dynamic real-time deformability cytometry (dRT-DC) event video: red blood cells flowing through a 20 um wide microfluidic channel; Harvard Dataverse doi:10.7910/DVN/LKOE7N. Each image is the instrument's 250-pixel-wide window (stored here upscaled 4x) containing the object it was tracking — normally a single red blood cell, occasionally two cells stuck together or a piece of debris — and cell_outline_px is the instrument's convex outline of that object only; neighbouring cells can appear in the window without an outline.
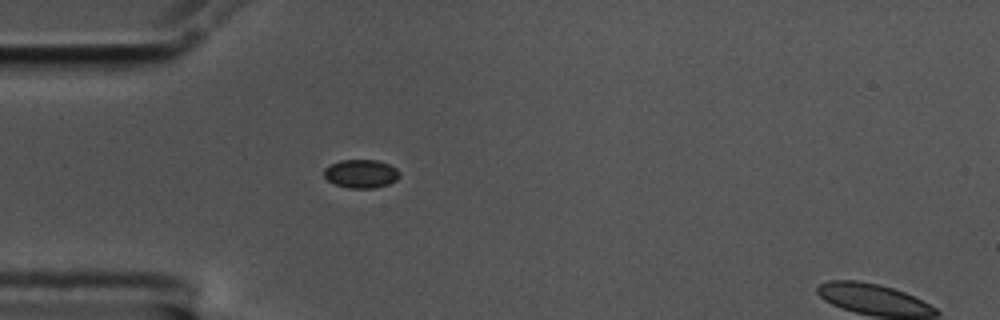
{"species": "common noctule bat (a hibernating species)", "species_latin": "Nyctalus noctula", "temperature_condition": "cold", "stored_images_in_passage": 42, "camera_frame_rate_fps": 3000, "um_per_image_px": 0.085, "animal": {"sex": "male", "body_mass_g": 17.5, "forearm_length_mm": 52.3}, "frame": {"image": 1, "passage_image": 1, "time_ms": 0.0, "image_size_px": [1000, 320], "cell_outline_px": [[400, 176], [396, 180], [388, 184], [376, 188], [348, 188], [336, 184], [328, 180], [324, 176], [324, 168], [340, 160], [376, 160], [388, 164], [396, 168], [400, 172]], "centroid_in_image_um": [30.7, 14.77], "position_along_channel_um": 54.3, "area_um2": 12.48}}
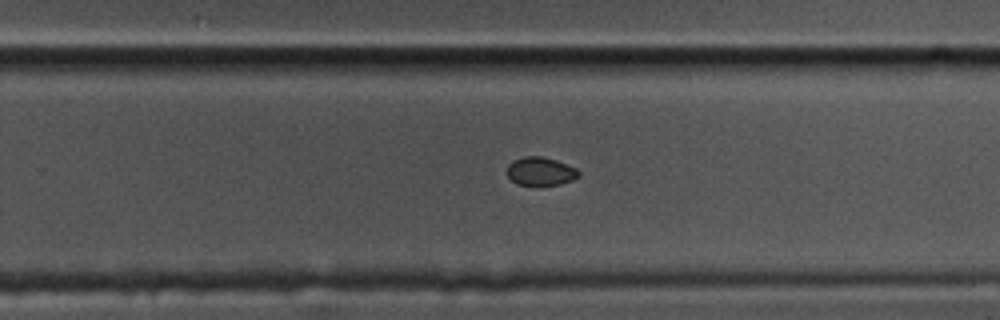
{"frame": {"image": 2, "passage_image": 21, "time_ms": 6.667, "image_size_px": [1000, 320], "cell_outline_px": [[580, 176], [572, 180], [560, 184], [536, 188], [516, 184], [508, 176], [508, 164], [512, 160], [524, 156], [540, 156], [556, 160], [576, 168], [580, 172]], "centroid_in_image_um": [45.94, 14.6], "position_along_channel_um": 283.9, "area_um2": 12.31}}
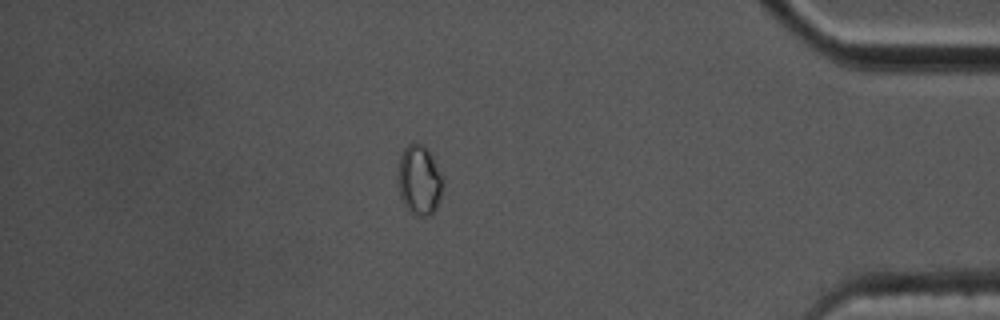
{"frame": {"image": 3, "passage_image": 34, "time_ms": 11.0, "image_size_px": [1000, 320], "cell_outline_px": [[444, 188], [436, 208], [428, 216], [416, 216], [404, 204], [400, 196], [396, 180], [400, 156], [404, 148], [412, 140], [424, 144], [432, 156], [444, 180]], "centroid_in_image_um": [35.63, 15.27], "position_along_channel_um": 399.6, "area_um2": 18.73}}